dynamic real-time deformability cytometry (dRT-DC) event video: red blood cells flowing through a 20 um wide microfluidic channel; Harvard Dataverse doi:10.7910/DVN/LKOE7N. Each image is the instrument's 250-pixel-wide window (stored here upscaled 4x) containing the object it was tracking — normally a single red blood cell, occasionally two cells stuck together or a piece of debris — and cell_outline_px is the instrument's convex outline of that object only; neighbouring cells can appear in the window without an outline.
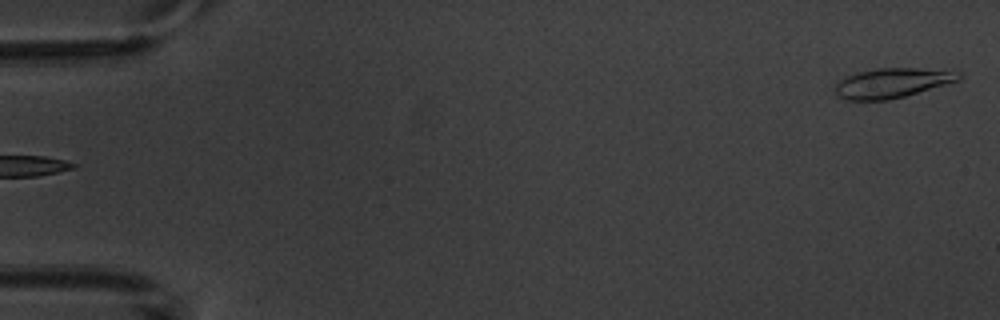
{"species": "common noctule bat (a hibernating species)", "species_latin": "Nyctalus noctula", "temperature_condition": "warm", "stored_images_in_passage": 2, "camera_frame_rate_fps": 3000, "um_per_image_px": 0.085, "animal": {"sex": "male", "body_mass_g": 20.1, "forearm_length_mm": 53.5}, "frame": {"image": 1, "passage_image": 2, "time_ms": 1.333, "image_size_px": [1000, 320], "cell_outline_px": [[964, 76], [960, 80], [904, 96], [888, 100], [848, 100], [836, 96], [836, 84], [844, 76], [860, 72], [880, 68], [920, 68], [960, 72]], "centroid_in_image_um": [75.83, 7.05], "position_along_channel_um": 9.2, "area_um2": 21.27}}